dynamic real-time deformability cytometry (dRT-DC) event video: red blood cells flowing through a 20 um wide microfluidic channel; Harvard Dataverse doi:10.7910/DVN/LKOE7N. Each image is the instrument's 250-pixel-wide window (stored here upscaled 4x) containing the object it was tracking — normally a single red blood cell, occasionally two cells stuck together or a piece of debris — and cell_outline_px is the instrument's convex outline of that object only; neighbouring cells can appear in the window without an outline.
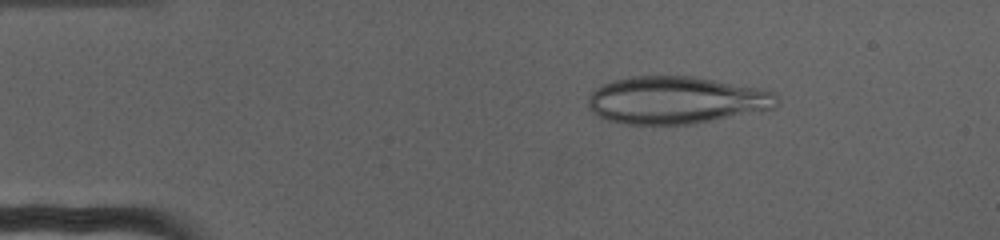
{"species": "human", "species_latin": "Homo sapiens", "temperature_condition": "cold", "stored_images_in_passage": 65, "camera_frame_rate_fps": 3000, "um_per_image_px": 0.085, "donor": {"sex": "female"}, "frame": {"image": 1, "passage_image": 5, "time_ms": 1.333, "image_size_px": [1000, 240], "cell_outline_px": [[780, 104], [776, 108], [692, 124], [628, 124], [608, 120], [592, 112], [588, 104], [588, 96], [596, 88], [604, 84], [616, 80], [632, 76], [692, 76], [772, 92], [780, 100]], "centroid_in_image_um": [57.45, 8.52], "position_along_channel_um": 27.6, "area_um2": 51.5}}
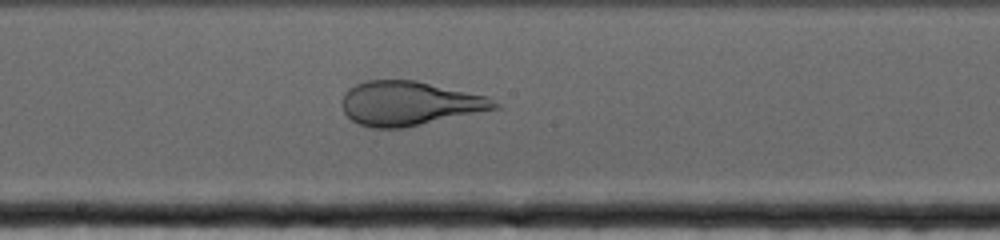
{"frame": {"image": 2, "passage_image": 32, "time_ms": 10.333, "image_size_px": [1000, 240], "cell_outline_px": [[500, 108], [404, 128], [372, 128], [360, 124], [352, 120], [344, 112], [340, 104], [340, 100], [344, 92], [348, 88], [364, 80], [416, 80], [488, 96], [500, 104]], "centroid_in_image_um": [34.78, 8.78], "position_along_channel_um": 213.4, "area_um2": 39.65}}
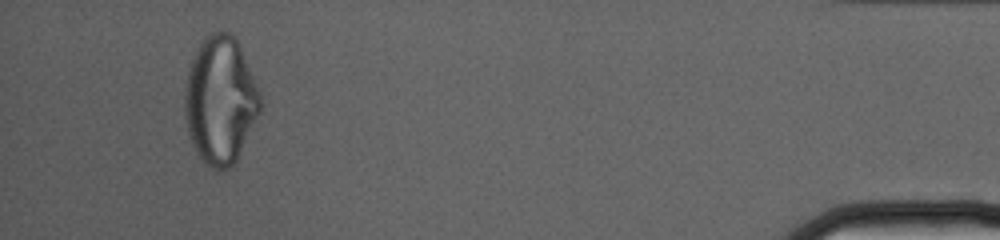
{"frame": {"image": 3, "passage_image": 61, "time_ms": 20.0, "image_size_px": [1000, 240], "cell_outline_px": [[260, 112], [236, 160], [228, 168], [212, 168], [200, 160], [188, 136], [184, 120], [184, 88], [188, 68], [200, 44], [212, 32], [220, 28], [232, 32], [240, 44], [260, 92]], "centroid_in_image_um": [18.7, 8.49], "position_along_channel_um": 416.5, "area_um2": 56.47}}